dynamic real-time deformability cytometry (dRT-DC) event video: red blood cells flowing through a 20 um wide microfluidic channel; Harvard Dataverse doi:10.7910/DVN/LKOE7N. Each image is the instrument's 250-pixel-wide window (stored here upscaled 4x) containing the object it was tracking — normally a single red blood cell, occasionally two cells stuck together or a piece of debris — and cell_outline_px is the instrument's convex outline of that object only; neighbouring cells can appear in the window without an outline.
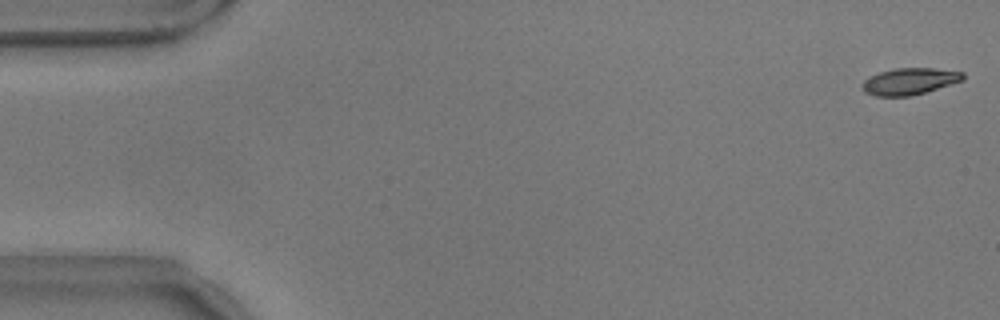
{"species": "common noctule bat (a hibernating species)", "species_latin": "Nyctalus noctula", "temperature_condition": "warm", "stored_images_in_passage": 56, "camera_frame_rate_fps": 3000, "um_per_image_px": 0.085, "animal": {"sex": "male", "body_mass_g": 17.9}, "frame": {"image": 1, "passage_image": 1, "time_ms": 0.0, "image_size_px": [1000, 320], "cell_outline_px": [[964, 80], [924, 92], [908, 96], [876, 96], [864, 92], [864, 80], [880, 72], [896, 68], [932, 68], [964, 72]], "centroid_in_image_um": [77.34, 6.91], "position_along_channel_um": 7.7, "area_um2": 15.32}}
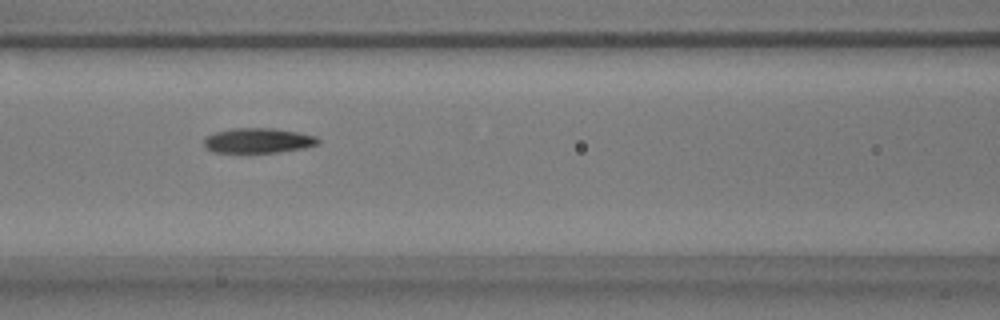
{"frame": {"image": 2, "passage_image": 24, "time_ms": 7.667, "image_size_px": [1000, 320], "cell_outline_px": [[320, 144], [304, 148], [276, 152], [212, 152], [204, 144], [204, 136], [216, 132], [232, 128], [272, 128], [300, 132], [316, 136], [320, 140]], "centroid_in_image_um": [21.97, 11.94], "position_along_channel_um": 144.6, "area_um2": 16.65}}
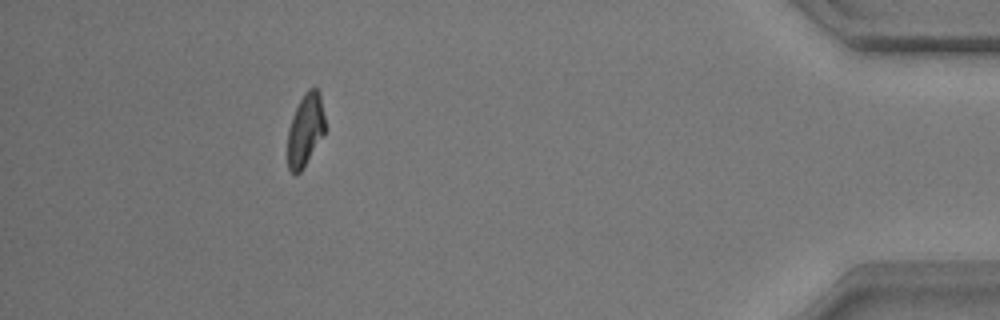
{"frame": {"image": 3, "passage_image": 51, "time_ms": 16.667, "image_size_px": [1000, 320], "cell_outline_px": [[324, 136], [300, 172], [296, 176], [288, 168], [288, 128], [292, 116], [304, 92], [308, 88], [316, 88], [320, 92], [324, 116]], "centroid_in_image_um": [25.95, 11.04], "position_along_channel_um": 409.2, "area_um2": 15.84}, "authors_computed_cell_mechanics": {"area_um2": 16.6753, "velocity_mm_per_s": 3.5718, "shape_relaxation_time_tau1_ms": 4.8544, "shape_relaxation_time_tau2_ms": 4.7701, "deformation_change_tau1": 0.1618, "deformation_change_tau2": 0.1099}}